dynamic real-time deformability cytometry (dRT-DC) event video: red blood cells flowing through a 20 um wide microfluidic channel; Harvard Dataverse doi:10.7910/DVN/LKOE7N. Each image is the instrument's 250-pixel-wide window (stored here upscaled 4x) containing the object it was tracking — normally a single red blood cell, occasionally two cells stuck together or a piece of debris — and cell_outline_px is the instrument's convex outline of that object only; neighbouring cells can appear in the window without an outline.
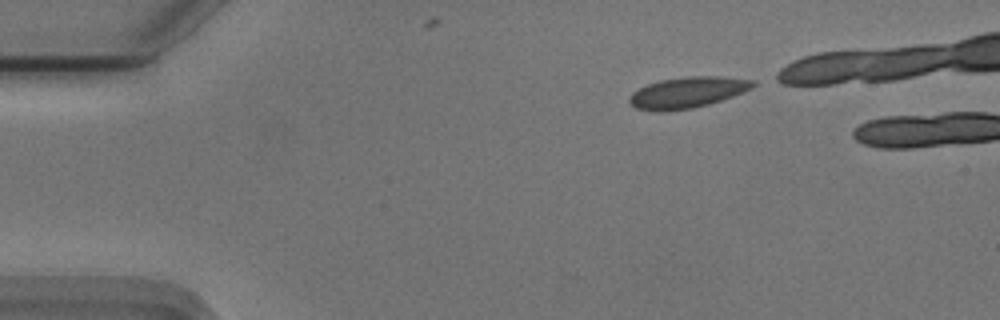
{"species": "Egyptian fruit bat (a non-hibernating species)", "species_latin": "Rousettus aegyptiacus", "temperature_condition": "cold", "stored_images_in_passage": 3, "camera_frame_rate_fps": 3000, "um_per_image_px": 0.085, "animal": {"sex": "male"}, "frame": {"image": 1, "passage_image": 1, "time_ms": 0.0, "image_size_px": [1000, 320], "cell_outline_px": [[756, 84], [752, 88], [732, 96], [708, 104], [692, 108], [664, 112], [660, 112], [636, 108], [628, 100], [632, 92], [648, 84], [660, 80], [688, 76], [720, 76], [752, 80]], "centroid_in_image_um": [58.41, 7.86], "position_along_channel_um": 26.6, "area_um2": 22.14}}